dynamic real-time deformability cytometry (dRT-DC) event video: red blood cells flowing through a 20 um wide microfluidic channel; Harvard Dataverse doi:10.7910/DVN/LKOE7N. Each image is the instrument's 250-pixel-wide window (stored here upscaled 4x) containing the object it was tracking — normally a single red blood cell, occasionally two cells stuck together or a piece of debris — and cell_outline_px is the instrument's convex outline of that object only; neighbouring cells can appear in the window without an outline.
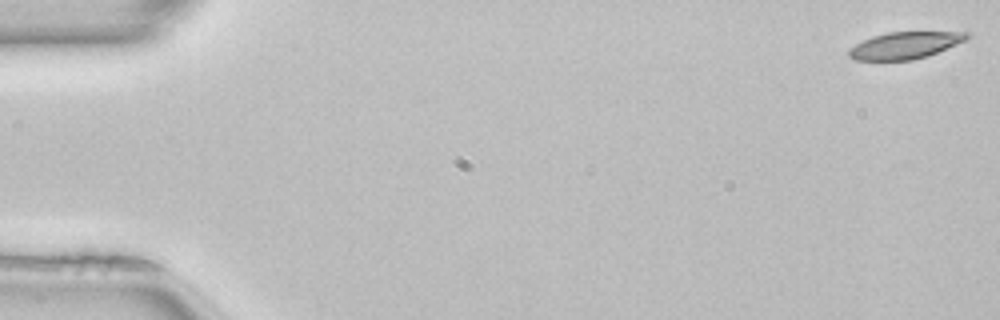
{"species": "common noctule bat (a hibernating species)", "species_latin": "Nyctalus noctula", "temperature_condition": "room temperature", "stored_images_in_passage": 51, "camera_frame_rate_fps": 3000, "um_per_image_px": 0.085, "animal": {"sex": "female", "body_mass_g": 22.7, "forearm_length_mm": 54.2}, "frame": {"image": 1, "passage_image": 1, "time_ms": 0.0, "image_size_px": [1000, 320], "cell_outline_px": [[972, 36], [968, 40], [928, 56], [912, 60], [856, 60], [848, 56], [848, 48], [872, 36], [888, 32], [968, 32]], "centroid_in_image_um": [76.95, 3.85], "position_along_channel_um": 8.0, "area_um2": 18.61}}
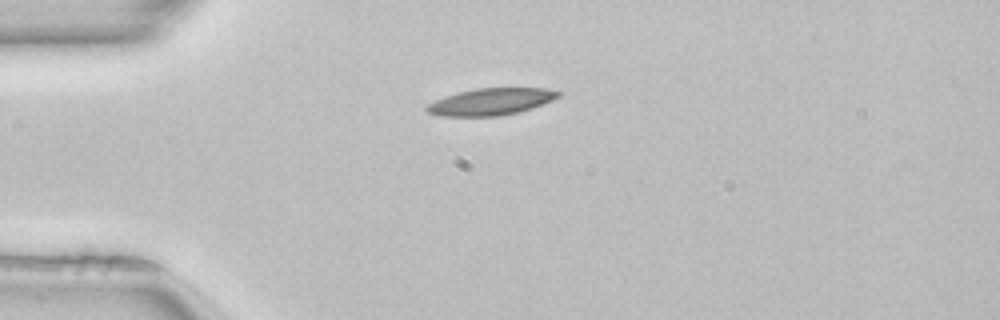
{"frame": {"image": 2, "passage_image": 13, "time_ms": 4.0, "image_size_px": [1000, 320], "cell_outline_px": [[560, 96], [552, 100], [532, 108], [500, 116], [440, 116], [428, 112], [424, 108], [428, 104], [444, 96], [476, 88], [544, 88], [560, 92]], "centroid_in_image_um": [41.71, 8.64], "position_along_channel_um": 43.3, "area_um2": 20.4}}
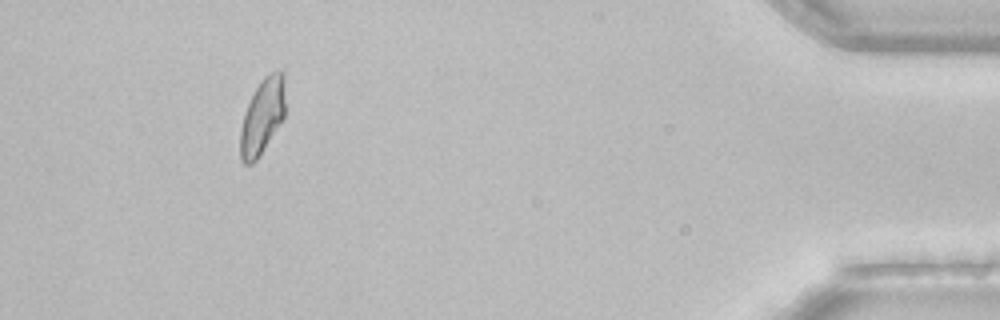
{"frame": {"image": 3, "passage_image": 47, "time_ms": 15.333, "image_size_px": [1000, 320], "cell_outline_px": [[284, 116], [256, 160], [252, 164], [244, 164], [240, 160], [240, 128], [244, 112], [260, 80], [268, 72], [280, 68], [284, 72]], "centroid_in_image_um": [22.28, 9.84], "position_along_channel_um": 412.9, "area_um2": 19.71}, "authors_computed_cell_mechanics": {"area_um2": 19.941, "velocity_mm_per_s": 4.0402, "shape_relaxation_time_tau1_ms": 4.4954, "shape_relaxation_time_tau2_ms": 8.657, "deformation_change_tau1": 0.1521, "deformation_change_tau2": 0.173}}